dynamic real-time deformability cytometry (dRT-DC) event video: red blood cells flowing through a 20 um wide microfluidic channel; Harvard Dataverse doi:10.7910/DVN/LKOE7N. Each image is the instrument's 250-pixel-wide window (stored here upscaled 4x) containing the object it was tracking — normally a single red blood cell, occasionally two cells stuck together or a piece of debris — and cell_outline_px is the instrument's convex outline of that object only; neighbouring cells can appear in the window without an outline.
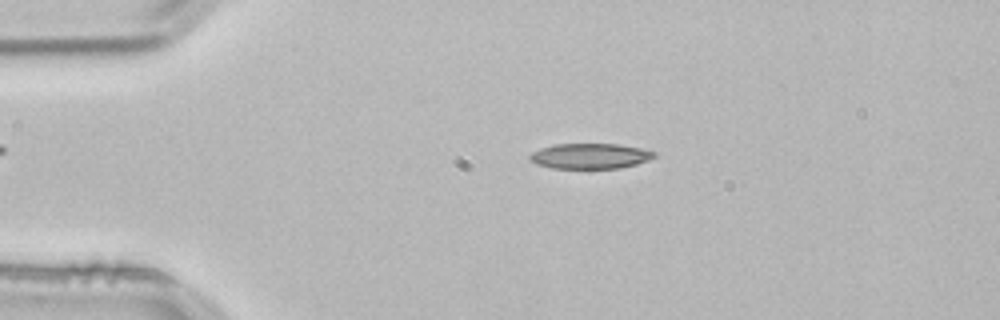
{"species": "common noctule bat (a hibernating species)", "species_latin": "Nyctalus noctula", "temperature_condition": "room temperature", "stored_images_in_passage": 52, "camera_frame_rate_fps": 3000, "um_per_image_px": 0.085, "animal": {"sex": "male", "body_mass_g": 21.5, "forearm_length_mm": 52.0}, "frame": {"image": 1, "passage_image": 10, "time_ms": 3.0, "image_size_px": [1000, 320], "cell_outline_px": [[656, 156], [648, 160], [636, 164], [620, 168], [552, 168], [536, 164], [528, 160], [528, 156], [532, 152], [540, 148], [556, 144], [620, 144], [640, 148], [656, 152]], "centroid_in_image_um": [50.13, 13.26], "position_along_channel_um": 34.9, "area_um2": 18.44}}
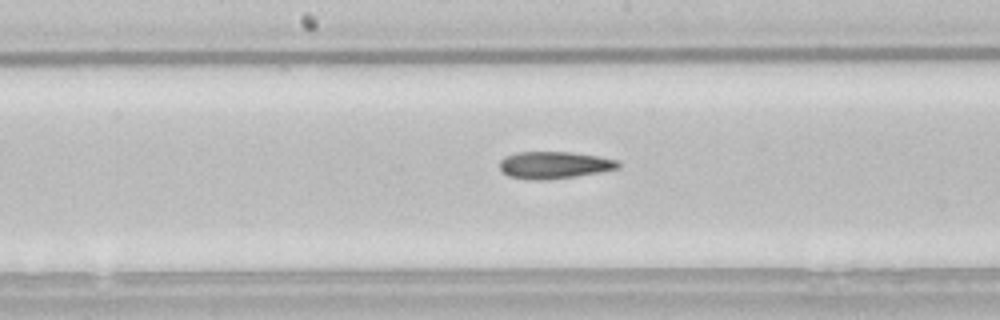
{"frame": {"image": 2, "passage_image": 26, "time_ms": 8.333, "image_size_px": [1000, 320], "cell_outline_px": [[620, 168], [600, 172], [576, 176], [548, 180], [528, 180], [508, 176], [500, 168], [500, 160], [516, 152], [568, 152], [596, 156], [616, 160], [620, 164]], "centroid_in_image_um": [47.1, 14.04], "position_along_channel_um": 201.1, "area_um2": 18.61}}
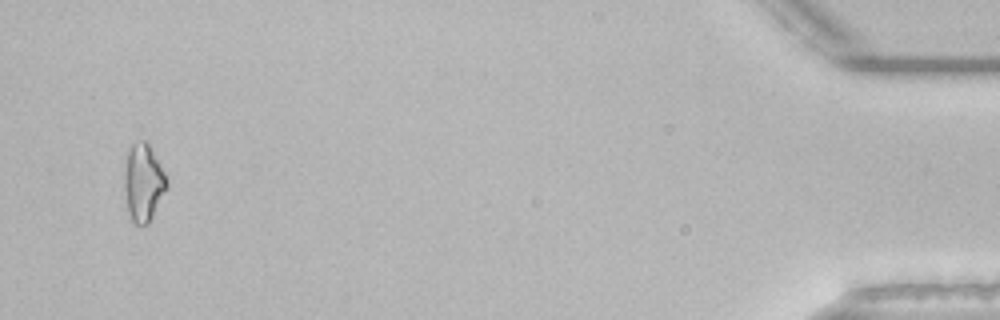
{"frame": {"image": 3, "passage_image": 50, "time_ms": 16.333, "image_size_px": [1000, 320], "cell_outline_px": [[168, 188], [148, 224], [136, 224], [132, 220], [128, 212], [124, 188], [124, 172], [128, 152], [132, 144], [140, 140], [144, 140], [148, 144], [164, 172], [168, 180]], "centroid_in_image_um": [12.19, 15.54], "position_along_channel_um": 423.0, "area_um2": 18.96}, "authors_computed_cell_mechanics": {"area_um2": 18.3515, "velocity_mm_per_s": 3.8459, "shape_relaxation_time_tau1_ms": null, "shape_relaxation_time_tau2_ms": 8.1684, "deformation_change_tau1": null, "deformation_change_tau2": 0.2078}}